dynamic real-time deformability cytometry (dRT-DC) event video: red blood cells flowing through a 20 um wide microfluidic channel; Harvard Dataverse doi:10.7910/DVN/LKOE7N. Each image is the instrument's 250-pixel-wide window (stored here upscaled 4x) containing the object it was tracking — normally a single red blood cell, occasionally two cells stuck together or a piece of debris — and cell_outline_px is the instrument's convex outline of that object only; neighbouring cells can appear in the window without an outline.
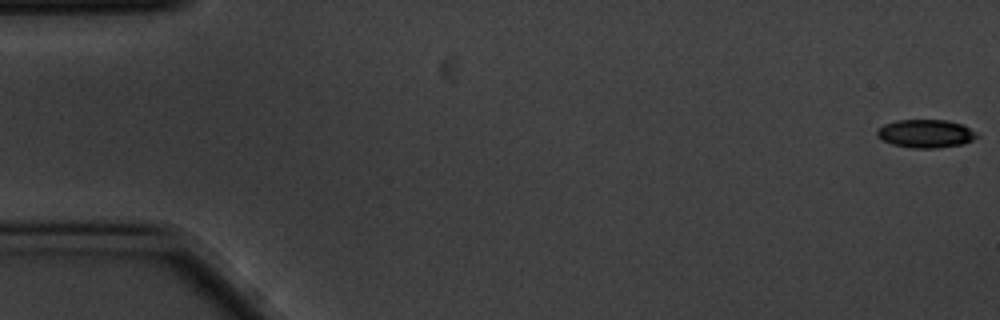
{"species": "common noctule bat (a hibernating species)", "species_latin": "Nyctalus noctula", "temperature_condition": "cold", "stored_images_in_passage": 6, "camera_frame_rate_fps": 3000, "um_per_image_px": 0.085, "animal": {"sex": "male", "body_mass_g": 20.1, "forearm_length_mm": 53.5}, "frame": {"image": 1, "passage_image": 1, "time_ms": 0.0, "image_size_px": [1000, 320], "cell_outline_px": [[980, 136], [964, 144], [936, 148], [912, 148], [892, 144], [876, 136], [876, 132], [884, 124], [896, 120], [948, 120], [964, 124]], "centroid_in_image_um": [78.71, 11.35], "position_along_channel_um": 6.3, "area_um2": 16.47}}
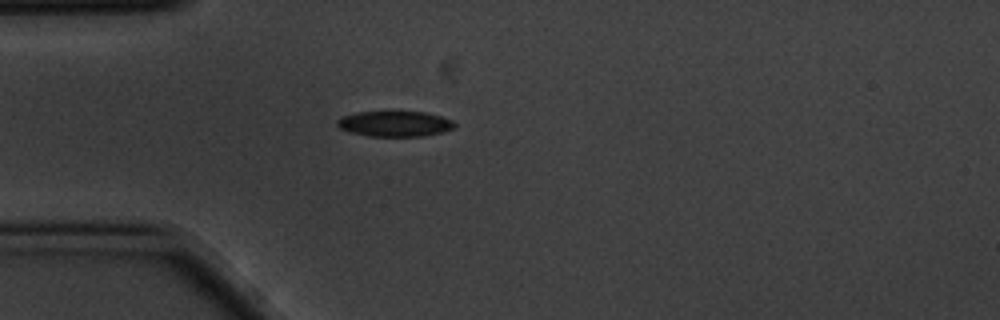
{"frame": {"image": 2, "passage_image": 5, "time_ms": 1.333, "image_size_px": [1000, 320], "cell_outline_px": [[456, 124], [452, 128], [444, 132], [424, 136], [368, 136], [348, 132], [340, 128], [336, 124], [336, 120], [340, 116], [356, 112], [424, 112], [440, 116], [452, 120]], "centroid_in_image_um": [33.51, 10.52], "position_along_channel_um": 51.5, "area_um2": 17.51}}